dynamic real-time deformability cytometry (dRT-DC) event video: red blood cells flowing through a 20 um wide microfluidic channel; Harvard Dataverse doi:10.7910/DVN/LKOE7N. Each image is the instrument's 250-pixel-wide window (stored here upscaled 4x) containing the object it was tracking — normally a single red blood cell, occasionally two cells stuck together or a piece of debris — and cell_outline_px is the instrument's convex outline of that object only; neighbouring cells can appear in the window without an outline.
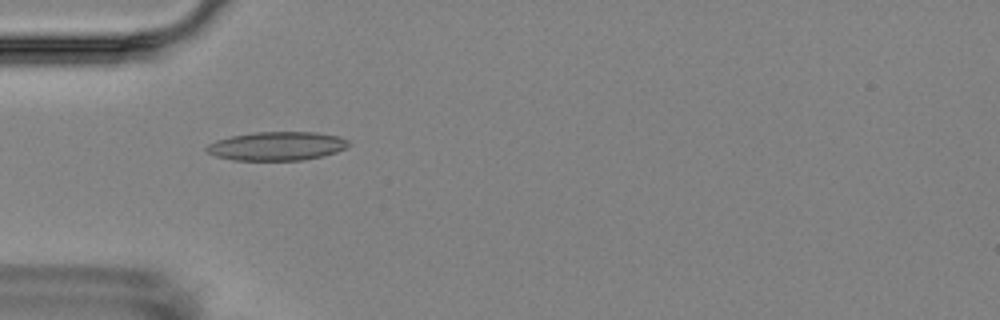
{"species": "Egyptian fruit bat (a non-hibernating species)", "species_latin": "Rousettus aegyptiacus", "temperature_condition": "room temperature", "stored_images_in_passage": 3, "camera_frame_rate_fps": 3000, "um_per_image_px": 0.085, "animal": {"sex": "female"}, "frame": {"image": 1, "passage_image": 2, "time_ms": 1.333, "image_size_px": [1000, 320], "cell_outline_px": [[348, 144], [344, 148], [336, 152], [324, 156], [304, 160], [232, 160], [216, 156], [208, 152], [204, 148], [208, 144], [216, 140], [232, 136], [256, 132], [316, 132], [340, 136], [348, 140]], "centroid_in_image_um": [23.53, 12.42], "position_along_channel_um": 61.5, "area_um2": 23.76}}